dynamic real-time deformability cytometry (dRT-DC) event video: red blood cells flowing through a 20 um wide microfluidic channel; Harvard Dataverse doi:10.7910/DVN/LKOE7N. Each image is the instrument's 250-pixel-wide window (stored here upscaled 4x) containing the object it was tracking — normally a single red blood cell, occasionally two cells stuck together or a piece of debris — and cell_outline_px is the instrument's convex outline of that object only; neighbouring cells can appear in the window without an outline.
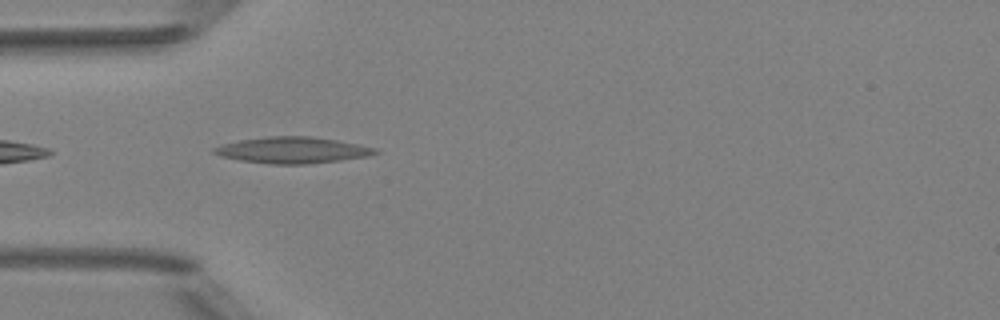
{"species": "Egyptian fruit bat (a non-hibernating species)", "species_latin": "Rousettus aegyptiacus", "temperature_condition": "room temperature", "stored_images_in_passage": 4, "camera_frame_rate_fps": 3000, "um_per_image_px": 0.085, "animal": {"sex": "female"}, "frame": {"image": 1, "passage_image": 4, "time_ms": 3.667, "image_size_px": [1000, 320], "cell_outline_px": [[380, 152], [368, 156], [340, 160], [304, 164], [268, 164], [240, 160], [220, 156], [212, 152], [212, 148], [220, 144], [240, 140], [268, 136], [308, 136], [336, 140], [376, 148]], "centroid_in_image_um": [24.81, 12.76], "position_along_channel_um": 60.2, "area_um2": 24.57}}